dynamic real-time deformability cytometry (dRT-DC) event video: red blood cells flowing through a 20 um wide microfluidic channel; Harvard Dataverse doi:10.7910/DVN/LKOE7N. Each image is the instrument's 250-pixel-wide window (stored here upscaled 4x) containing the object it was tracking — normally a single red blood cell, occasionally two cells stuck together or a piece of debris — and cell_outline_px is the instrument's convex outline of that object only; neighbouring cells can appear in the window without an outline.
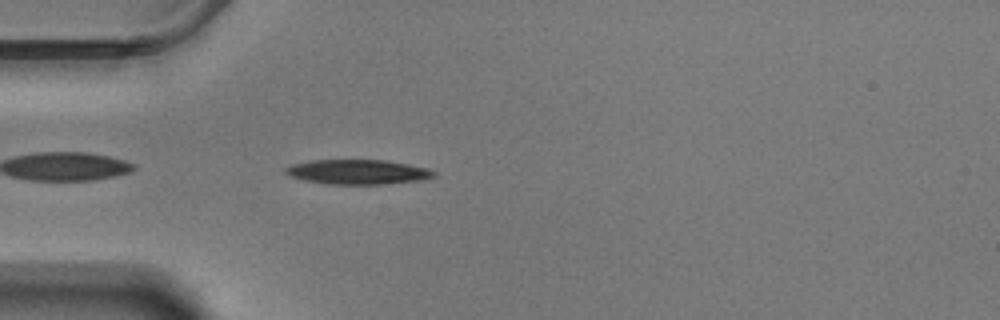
{"species": "Egyptian fruit bat (a non-hibernating species)", "species_latin": "Rousettus aegyptiacus", "temperature_condition": "warm", "stored_images_in_passage": 44, "camera_frame_rate_fps": 3000, "um_per_image_px": 0.085, "animal": {"sex": "male"}, "frame": {"image": 1, "passage_image": 3, "time_ms": 0.667, "image_size_px": [1000, 320], "cell_outline_px": [[436, 176], [424, 180], [380, 184], [324, 184], [304, 180], [292, 176], [284, 172], [284, 168], [292, 164], [312, 160], [384, 160], [408, 164], [428, 168], [436, 172]], "centroid_in_image_um": [30.43, 14.61], "position_along_channel_um": 54.6, "area_um2": 21.39}}
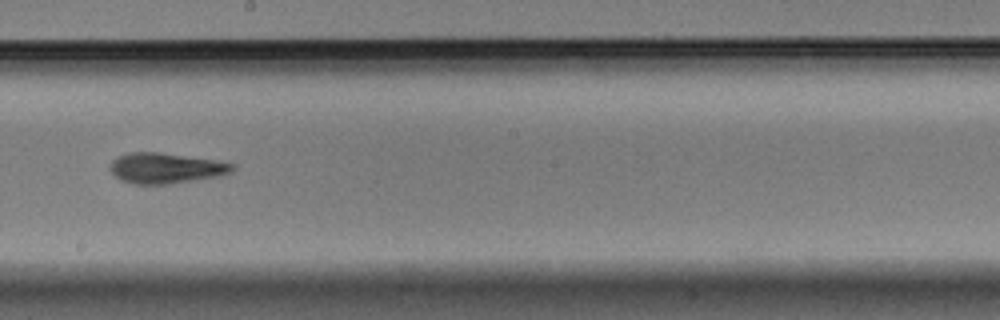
{"frame": {"image": 2, "passage_image": 19, "time_ms": 6.0, "image_size_px": [1000, 320], "cell_outline_px": [[236, 168], [232, 172], [220, 176], [196, 180], [168, 184], [132, 184], [120, 180], [108, 168], [112, 160], [128, 152], [160, 152], [216, 160], [236, 164]], "centroid_in_image_um": [14.11, 14.29], "position_along_channel_um": 234.1, "area_um2": 21.96}}
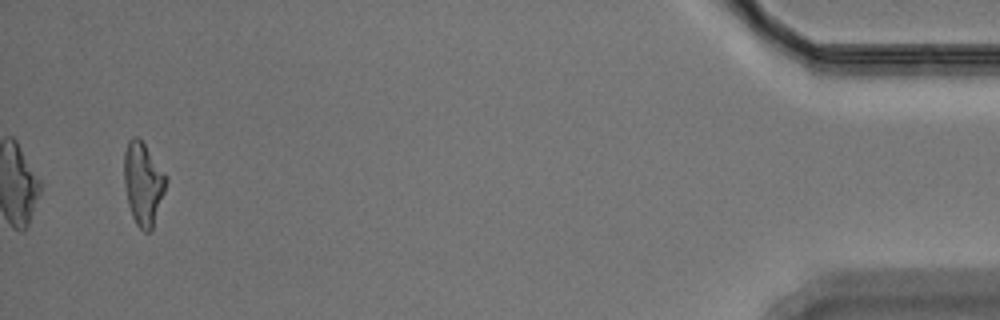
{"frame": {"image": 3, "passage_image": 42, "time_ms": 13.667, "image_size_px": [1000, 320], "cell_outline_px": [[168, 180], [152, 232], [144, 232], [136, 224], [132, 216], [128, 204], [124, 184], [124, 152], [128, 140], [132, 136], [136, 136], [144, 144], [168, 176]], "centroid_in_image_um": [12.18, 15.62], "position_along_channel_um": 423.0, "area_um2": 20.46}, "authors_computed_cell_mechanics": {"area_um2": 21.097, "velocity_mm_per_s": 3.4937, "shape_relaxation_time_tau1_ms": 5.8853, "shape_relaxation_time_tau2_ms": 4.1493, "deformation_change_tau1": 0.2013, "deformation_change_tau2": 0.1322}}